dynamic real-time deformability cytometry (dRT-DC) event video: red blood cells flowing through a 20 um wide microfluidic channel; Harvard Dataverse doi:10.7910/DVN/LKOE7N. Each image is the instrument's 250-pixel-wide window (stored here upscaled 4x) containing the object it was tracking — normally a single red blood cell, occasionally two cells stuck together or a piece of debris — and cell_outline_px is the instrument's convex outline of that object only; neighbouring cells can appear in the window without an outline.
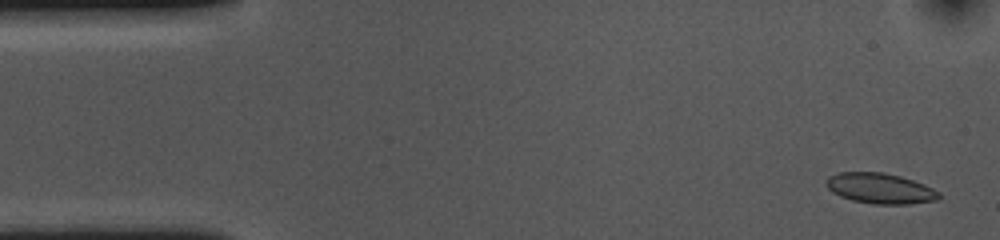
{"species": "common noctule bat (a hibernating species)", "species_latin": "Nyctalus noctula", "temperature_condition": "cold", "stored_images_in_passage": 53, "camera_frame_rate_fps": 3000, "um_per_image_px": 0.085, "animal": {"sex": "female", "body_mass_g": 10.0, "forearm_length_mm": 53.1}, "frame": {"image": 1, "passage_image": 2, "time_ms": 0.333, "image_size_px": [1000, 240], "cell_outline_px": [[940, 196], [936, 200], [908, 204], [872, 204], [852, 200], [840, 196], [832, 192], [824, 184], [828, 176], [840, 172], [884, 172], [900, 176], [924, 184], [940, 192]], "centroid_in_image_um": [74.78, 16.01], "position_along_channel_um": 10.2, "area_um2": 20.06}}
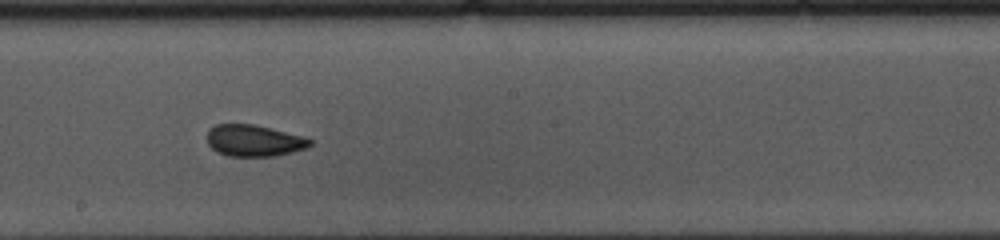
{"frame": {"image": 2, "passage_image": 28, "time_ms": 9.0, "image_size_px": [1000, 240], "cell_outline_px": [[312, 144], [308, 148], [276, 156], [228, 156], [216, 152], [208, 144], [208, 128], [216, 124], [256, 124], [304, 136], [312, 140]], "centroid_in_image_um": [21.61, 11.95], "position_along_channel_um": 226.6, "area_um2": 19.19}}
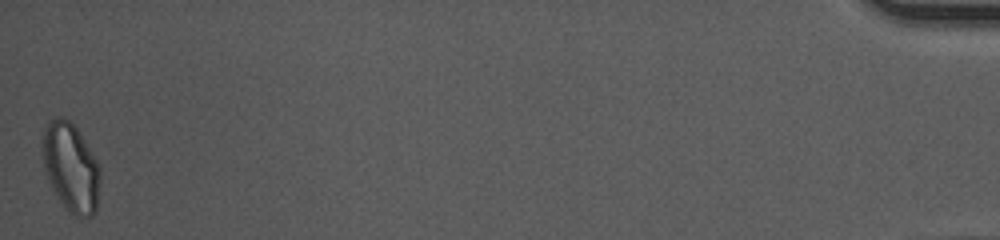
{"frame": {"image": 3, "passage_image": 53, "time_ms": 17.333, "image_size_px": [1000, 240], "cell_outline_px": [[100, 180], [96, 212], [92, 216], [76, 216], [64, 208], [48, 180], [44, 168], [44, 128], [56, 116], [60, 116], [68, 120], [76, 128], [96, 160], [100, 168]], "centroid_in_image_um": [6.04, 14.27], "position_along_channel_um": 429.2, "area_um2": 29.19}, "authors_computed_cell_mechanics": {"area_um2": 19.8832, "velocity_mm_per_s": 3.6512, "shape_relaxation_time_tau1_ms": 3.4754, "shape_relaxation_time_tau2_ms": 1.6337, "deformation_change_tau1": 0.0841, "deformation_change_tau2": 0.068}}